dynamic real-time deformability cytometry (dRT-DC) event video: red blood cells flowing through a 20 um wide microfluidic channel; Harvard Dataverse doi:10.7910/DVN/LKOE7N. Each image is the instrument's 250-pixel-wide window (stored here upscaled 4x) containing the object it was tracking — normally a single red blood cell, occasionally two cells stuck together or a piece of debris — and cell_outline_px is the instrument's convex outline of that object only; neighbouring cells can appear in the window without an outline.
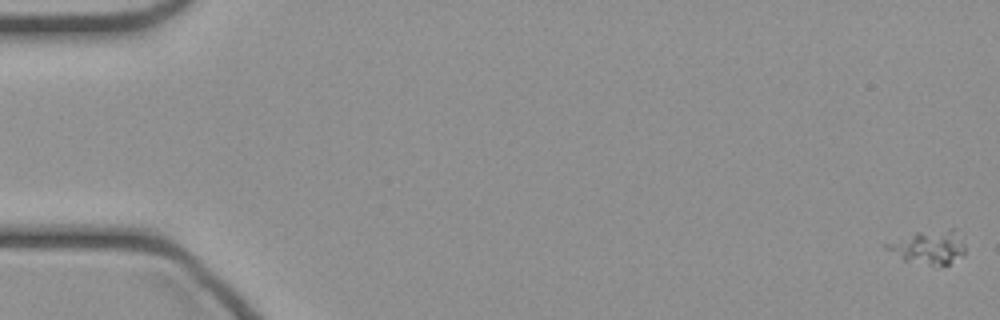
{"species": "common noctule bat (a hibernating species)", "species_latin": "Nyctalus noctula", "temperature_condition": "cold", "stored_images_in_passage": 49, "camera_frame_rate_fps": 3000, "um_per_image_px": 0.085, "animal": {"sex": "female", "body_mass_g": 21.9}, "frame": {"image": 1, "passage_image": 1, "time_ms": 0.0, "image_size_px": [1000, 320], "cell_outline_px": [[964, 256], [948, 264], [936, 268], [904, 260], [884, 248], [880, 244], [916, 232], [952, 228], [964, 244]], "centroid_in_image_um": [78.9, 21.04], "position_along_channel_um": 6.1, "area_um2": 15.78}}
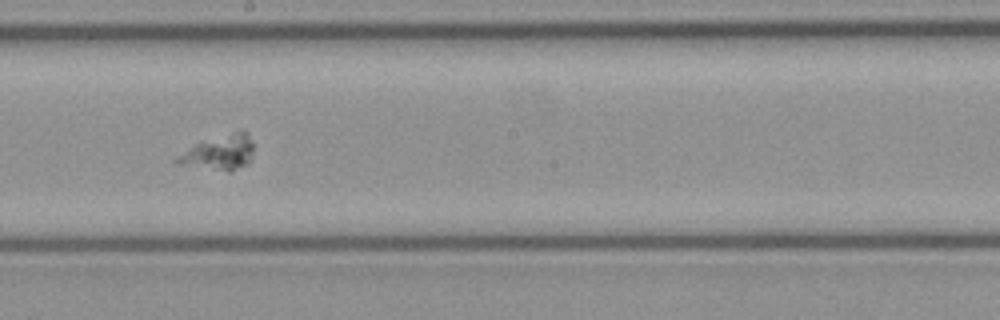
{"frame": {"image": 2, "passage_image": 28, "time_ms": 9.0, "image_size_px": [1000, 320], "cell_outline_px": [[252, 160], [248, 164], [232, 172], [228, 172], [180, 164], [172, 160], [196, 144], [232, 132], [248, 132], [252, 144]], "centroid_in_image_um": [18.69, 13.01], "position_along_channel_um": 229.5, "area_um2": 15.2}}
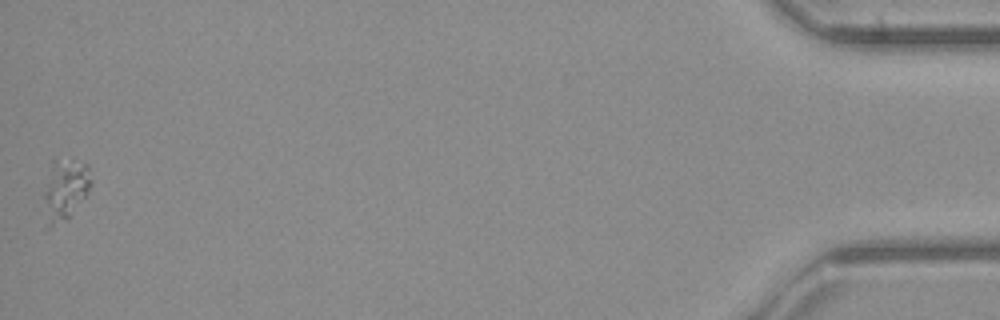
{"frame": {"image": 3, "passage_image": 49, "time_ms": 16.0, "image_size_px": [1000, 320], "cell_outline_px": [[92, 184], [88, 192], [68, 216], [48, 228], [44, 228], [44, 192], [52, 160], [72, 160], [88, 164], [92, 180]], "centroid_in_image_um": [5.52, 16.1], "position_along_channel_um": 429.7, "area_um2": 16.59}}